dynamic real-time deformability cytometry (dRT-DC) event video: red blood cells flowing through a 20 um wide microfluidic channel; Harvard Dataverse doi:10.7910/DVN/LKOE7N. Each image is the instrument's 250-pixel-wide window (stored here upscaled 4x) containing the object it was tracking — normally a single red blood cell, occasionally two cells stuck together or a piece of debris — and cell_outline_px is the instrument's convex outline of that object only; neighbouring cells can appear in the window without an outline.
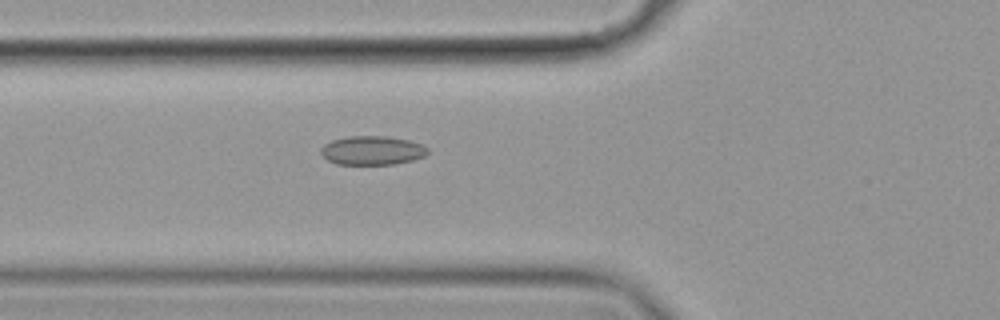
{"species": "common noctule bat (a hibernating species)", "species_latin": "Nyctalus noctula", "temperature_condition": "cold", "stored_images_in_passage": 58, "camera_frame_rate_fps": 3000, "um_per_image_px": 0.085, "animal": {"sex": "female", "body_mass_g": 19.9}, "frame": {"image": 1, "passage_image": 22, "time_ms": 7.0, "image_size_px": [1000, 320], "cell_outline_px": [[428, 152], [424, 156], [412, 160], [396, 164], [336, 164], [328, 160], [320, 152], [320, 148], [324, 144], [332, 140], [348, 136], [388, 136], [408, 140], [420, 144], [428, 148]], "centroid_in_image_um": [31.62, 12.78], "position_along_channel_um": 94.2, "area_um2": 17.98}}
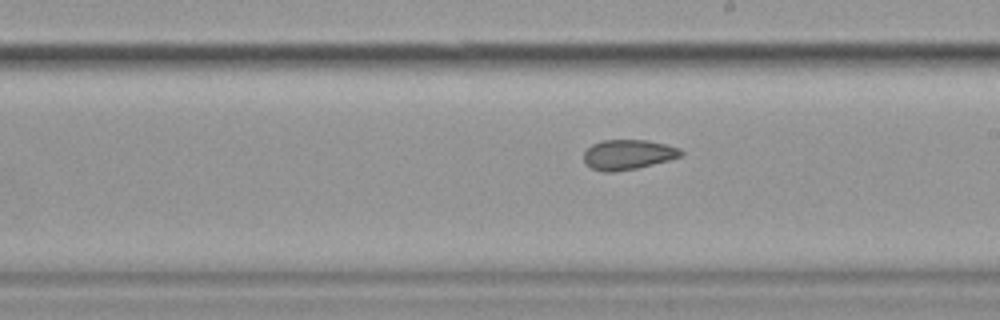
{"frame": {"image": 2, "passage_image": 34, "time_ms": 11.0, "image_size_px": [1000, 320], "cell_outline_px": [[684, 156], [636, 168], [612, 172], [604, 172], [592, 168], [584, 160], [584, 152], [592, 144], [604, 140], [648, 140], [680, 148], [684, 152]], "centroid_in_image_um": [53.41, 13.13], "position_along_channel_um": 235.6, "area_um2": 16.82}}
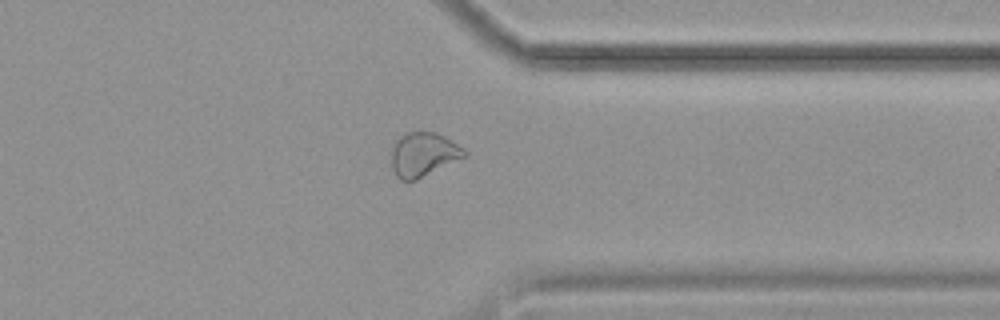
{"frame": {"image": 3, "passage_image": 46, "time_ms": 15.0, "image_size_px": [1000, 320], "cell_outline_px": [[468, 156], [416, 180], [400, 180], [396, 176], [392, 168], [392, 148], [396, 140], [400, 136], [408, 132], [436, 132], [444, 136], [464, 148], [468, 152]], "centroid_in_image_um": [36.01, 13.13], "position_along_channel_um": 375.4, "area_um2": 18.84}, "authors_computed_cell_mechanics": {"area_um2": 19.1318, "velocity_mm_per_s": 3.5341, "shape_relaxation_time_tau1_ms": null, "shape_relaxation_time_tau2_ms": 2.1856, "deformation_change_tau1": null, "deformation_change_tau2": 0.0657}}